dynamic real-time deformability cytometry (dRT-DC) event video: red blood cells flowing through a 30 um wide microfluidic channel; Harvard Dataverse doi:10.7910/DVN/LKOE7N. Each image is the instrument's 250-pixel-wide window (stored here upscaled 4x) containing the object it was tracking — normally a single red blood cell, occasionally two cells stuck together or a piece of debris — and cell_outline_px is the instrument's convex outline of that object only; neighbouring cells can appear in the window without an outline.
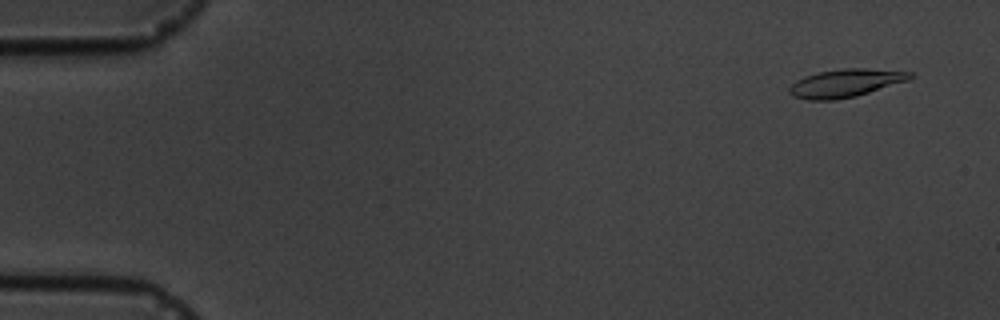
{"species": "common noctule bat (a hibernating species)", "species_latin": "Nyctalus noctula", "temperature_condition": "cold", "stored_images_in_passage": 5, "camera_frame_rate_fps": 3000, "um_per_image_px": 0.085, "animal": {"sex": "male", "body_mass_g": 19.5, "forearm_length_mm": 54.6}, "frame": {"image": 1, "passage_image": 1, "time_ms": 0.0, "image_size_px": [1000, 320], "cell_outline_px": [[912, 76], [908, 80], [856, 96], [836, 100], [808, 100], [792, 96], [788, 92], [788, 88], [796, 80], [804, 76], [820, 72], [844, 68], [868, 68], [912, 72]], "centroid_in_image_um": [71.83, 7.07], "position_along_channel_um": 13.2, "area_um2": 19.65}}
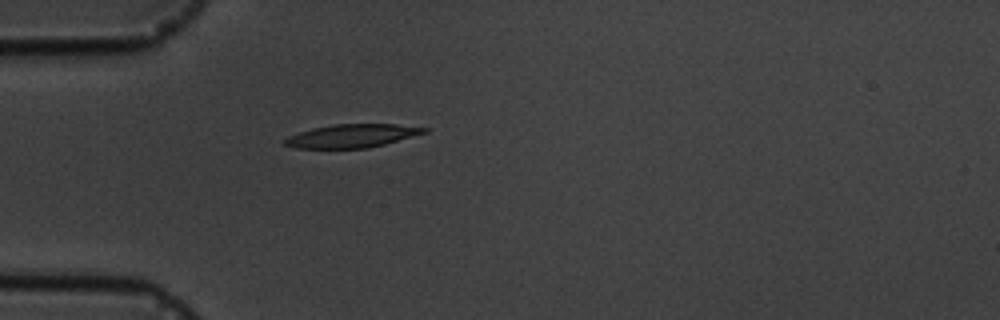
{"frame": {"image": 2, "passage_image": 5, "time_ms": 4.333, "image_size_px": [1000, 320], "cell_outline_px": [[428, 132], [384, 144], [368, 148], [296, 148], [284, 144], [284, 140], [288, 136], [312, 128], [332, 124], [396, 124], [428, 128]], "centroid_in_image_um": [29.92, 11.54], "position_along_channel_um": 55.1, "area_um2": 18.84}}